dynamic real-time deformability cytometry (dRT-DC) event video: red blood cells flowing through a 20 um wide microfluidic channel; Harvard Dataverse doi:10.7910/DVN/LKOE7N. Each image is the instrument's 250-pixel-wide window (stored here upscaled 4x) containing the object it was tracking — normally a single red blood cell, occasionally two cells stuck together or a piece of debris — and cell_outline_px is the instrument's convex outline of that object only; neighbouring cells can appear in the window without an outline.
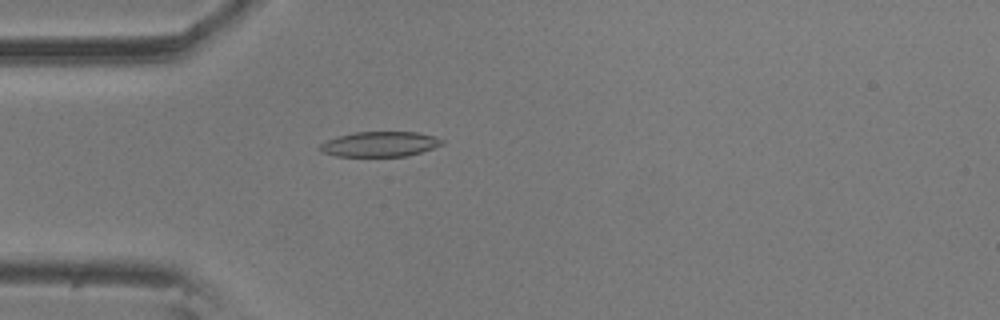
{"species": "common noctule bat (a hibernating species)", "species_latin": "Nyctalus noctula", "temperature_condition": "room temperature", "stored_images_in_passage": 57, "camera_frame_rate_fps": 3000, "um_per_image_px": 0.085, "animal": {"sex": "male", "body_mass_g": 20.5, "forearm_length_mm": 52.5}, "frame": {"image": 1, "passage_image": 16, "time_ms": 5.0, "image_size_px": [1000, 320], "cell_outline_px": [[444, 144], [408, 156], [336, 156], [320, 152], [316, 148], [320, 144], [336, 136], [352, 132], [416, 132], [436, 136], [444, 140]], "centroid_in_image_um": [32.25, 12.25], "position_along_channel_um": 52.7, "area_um2": 18.03}}
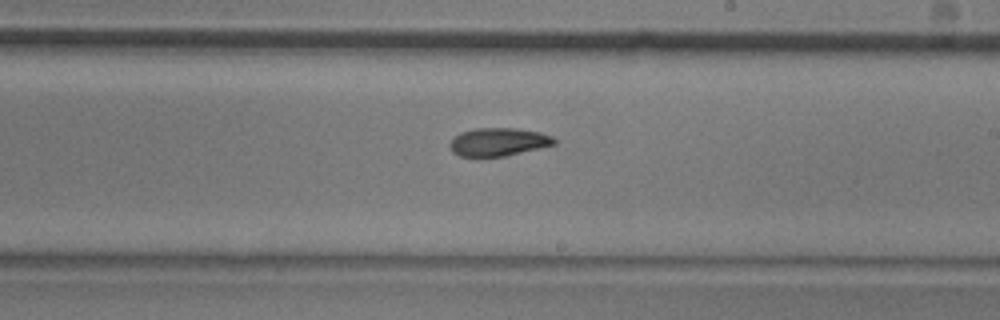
{"frame": {"image": 2, "passage_image": 33, "time_ms": 10.667, "image_size_px": [1000, 320], "cell_outline_px": [[556, 144], [540, 148], [504, 156], [460, 156], [452, 152], [448, 144], [460, 132], [476, 128], [520, 128], [540, 132], [552, 136], [556, 140]], "centroid_in_image_um": [42.37, 12.05], "position_along_channel_um": 246.6, "area_um2": 17.11}}
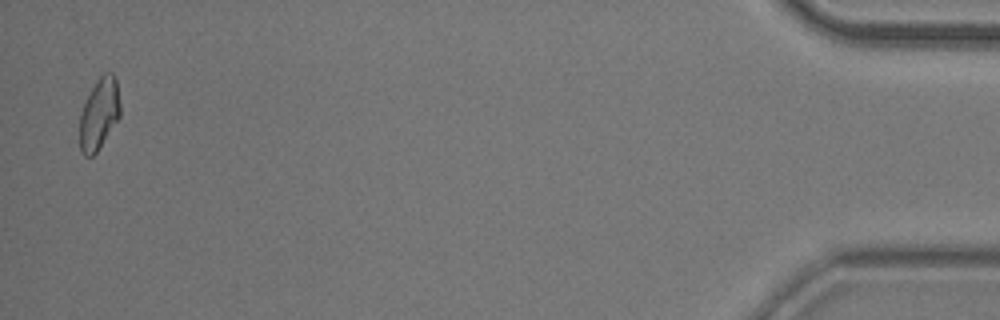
{"frame": {"image": 3, "passage_image": 56, "time_ms": 18.333, "image_size_px": [1000, 320], "cell_outline_px": [[120, 116], [96, 152], [92, 156], [84, 156], [80, 152], [80, 112], [92, 88], [100, 76], [104, 72], [112, 72], [116, 76], [120, 104]], "centroid_in_image_um": [8.43, 9.66], "position_along_channel_um": 426.8, "area_um2": 16.7}, "authors_computed_cell_mechanics": {"area_um2": 17.5134, "velocity_mm_per_s": 3.5333, "shape_relaxation_time_tau1_ms": 7.926, "shape_relaxation_time_tau2_ms": 8.2178, "deformation_change_tau1": 0.1686, "deformation_change_tau2": 0.1444}}